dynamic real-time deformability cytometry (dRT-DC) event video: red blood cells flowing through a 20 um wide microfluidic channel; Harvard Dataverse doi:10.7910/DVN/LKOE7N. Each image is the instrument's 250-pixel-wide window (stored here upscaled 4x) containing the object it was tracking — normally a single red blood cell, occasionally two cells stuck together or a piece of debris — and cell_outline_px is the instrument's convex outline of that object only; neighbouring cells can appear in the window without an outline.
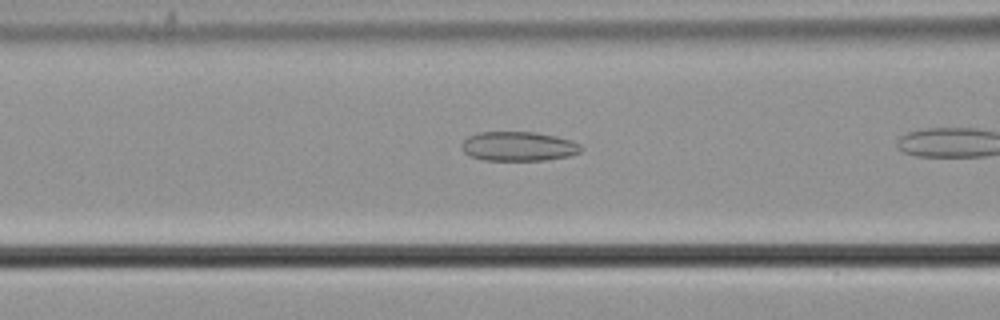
{"species": "common noctule bat (a hibernating species)", "species_latin": "Nyctalus noctula", "temperature_condition": "cold", "stored_images_in_passage": 9, "camera_frame_rate_fps": 3000, "um_per_image_px": 0.085, "animal": {"sex": "male", "body_mass_g": 21.5, "forearm_length_mm": 52.0}, "frame": {"image": 1, "passage_image": 7, "time_ms": 2.0, "image_size_px": [1000, 320], "cell_outline_px": [[584, 148], [580, 152], [572, 156], [544, 160], [484, 160], [472, 156], [464, 152], [460, 148], [460, 144], [468, 136], [480, 132], [536, 132], [556, 136], [572, 140], [580, 144]], "centroid_in_image_um": [44.1, 12.43], "position_along_channel_um": 122.5, "area_um2": 20.63}}